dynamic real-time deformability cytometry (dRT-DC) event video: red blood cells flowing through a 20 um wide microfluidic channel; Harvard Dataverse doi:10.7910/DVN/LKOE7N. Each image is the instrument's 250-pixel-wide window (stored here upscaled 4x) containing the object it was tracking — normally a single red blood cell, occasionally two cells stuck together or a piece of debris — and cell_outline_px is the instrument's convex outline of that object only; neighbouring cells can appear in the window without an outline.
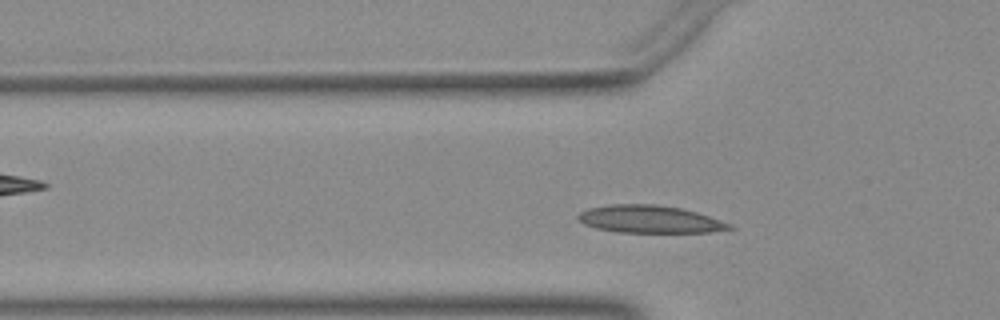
{"species": "Egyptian fruit bat (a non-hibernating species)", "species_latin": "Rousettus aegyptiacus", "temperature_condition": "warm", "stored_images_in_passage": 33, "camera_frame_rate_fps": 3000, "um_per_image_px": 0.085, "animal": {"sex": "female"}, "frame": {"image": 1, "passage_image": 4, "time_ms": 1.0, "image_size_px": [1000, 320], "cell_outline_px": [[736, 228], [708, 232], [620, 232], [596, 228], [584, 224], [576, 216], [580, 212], [588, 208], [612, 204], [656, 204], [680, 208], [696, 212], [732, 224]], "centroid_in_image_um": [55.22, 18.63], "position_along_channel_um": 70.6, "area_um2": 24.1}}
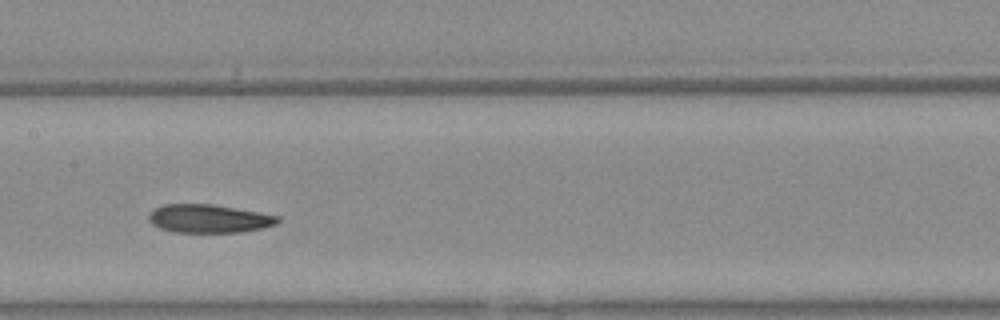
{"frame": {"image": 2, "passage_image": 13, "time_ms": 4.0, "image_size_px": [1000, 320], "cell_outline_px": [[280, 220], [276, 224], [264, 228], [240, 232], [172, 232], [160, 228], [152, 224], [148, 220], [148, 216], [156, 208], [164, 204], [212, 204], [280, 216]], "centroid_in_image_um": [17.76, 18.59], "position_along_channel_um": 189.6, "area_um2": 21.21}}
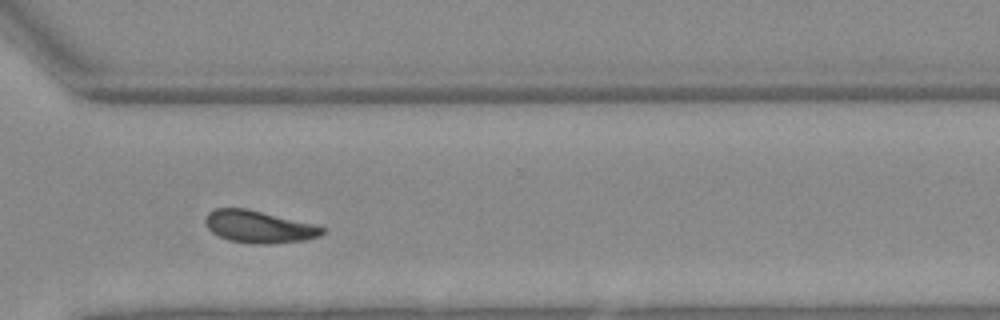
{"frame": {"image": 3, "passage_image": 25, "time_ms": 8.0, "image_size_px": [1000, 320], "cell_outline_px": [[324, 232], [320, 236], [304, 240], [268, 244], [260, 244], [228, 240], [212, 232], [208, 228], [204, 220], [208, 212], [216, 208], [248, 208], [320, 224], [324, 228]], "centroid_in_image_um": [22.06, 19.25], "position_along_channel_um": 348.5, "area_um2": 22.31}}